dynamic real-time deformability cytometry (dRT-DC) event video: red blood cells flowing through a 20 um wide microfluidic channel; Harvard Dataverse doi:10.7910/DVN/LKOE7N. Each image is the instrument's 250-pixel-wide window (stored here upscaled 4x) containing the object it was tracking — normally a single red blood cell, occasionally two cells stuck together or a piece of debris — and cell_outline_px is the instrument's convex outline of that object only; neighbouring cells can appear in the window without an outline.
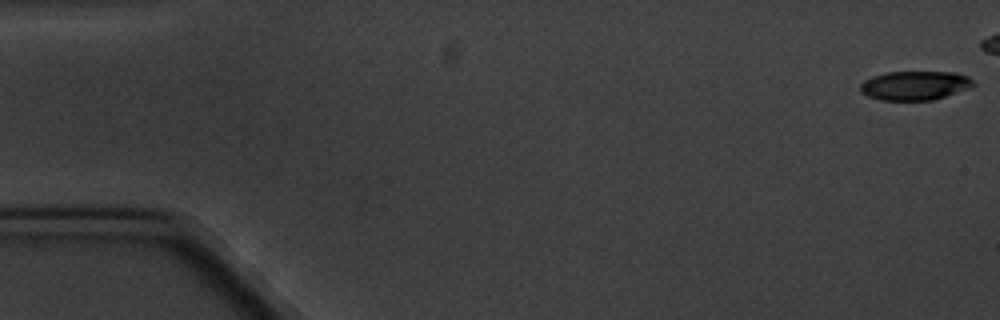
{"species": "common noctule bat (a hibernating species)", "species_latin": "Nyctalus noctula", "temperature_condition": "cold", "stored_images_in_passage": 9, "camera_frame_rate_fps": 3000, "um_per_image_px": 0.085, "animal": {"sex": "male", "body_mass_g": 20.1, "forearm_length_mm": 53.5}, "frame": {"image": 1, "passage_image": 1, "time_ms": 0.0, "image_size_px": [1000, 320], "cell_outline_px": [[976, 84], [968, 88], [932, 100], [880, 100], [868, 96], [860, 92], [860, 84], [864, 80], [872, 76], [888, 72], [956, 72], [968, 76]], "centroid_in_image_um": [77.73, 7.26], "position_along_channel_um": 7.3, "area_um2": 19.07}}